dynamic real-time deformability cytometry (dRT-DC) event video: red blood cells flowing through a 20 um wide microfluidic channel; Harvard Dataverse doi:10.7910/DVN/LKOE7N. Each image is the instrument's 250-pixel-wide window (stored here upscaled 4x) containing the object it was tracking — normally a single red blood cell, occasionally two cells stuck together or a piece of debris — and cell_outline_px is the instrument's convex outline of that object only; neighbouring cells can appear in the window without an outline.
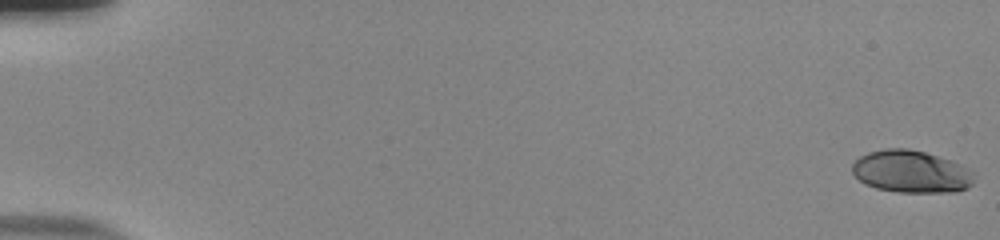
{"species": "human", "species_latin": "Homo sapiens", "temperature_condition": "room temperature", "stored_images_in_passage": 54, "camera_frame_rate_fps": 3000, "um_per_image_px": 0.085, "donor": {"sex": "male"}, "frame": {"image": 1, "passage_image": 1, "time_ms": 0.0, "image_size_px": [1000, 240], "cell_outline_px": [[972, 184], [968, 188], [956, 192], [900, 192], [876, 188], [864, 184], [852, 172], [852, 164], [860, 156], [868, 152], [884, 148], [908, 148], [924, 152], [952, 160], [968, 168], [972, 172]], "centroid_in_image_um": [77.44, 14.58], "position_along_channel_um": 7.6, "area_um2": 30.11}}
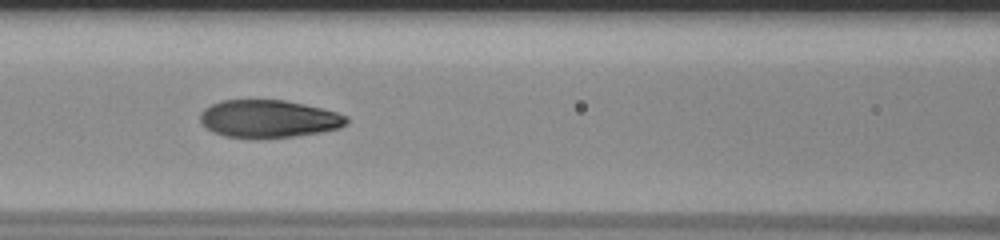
{"frame": {"image": 2, "passage_image": 26, "time_ms": 8.333, "image_size_px": [1000, 240], "cell_outline_px": [[348, 124], [340, 128], [320, 132], [296, 136], [256, 140], [224, 136], [212, 132], [200, 120], [200, 112], [204, 108], [212, 104], [224, 100], [284, 100], [304, 104], [336, 112], [348, 116]], "centroid_in_image_um": [22.83, 10.12], "position_along_channel_um": 143.8, "area_um2": 32.54}}
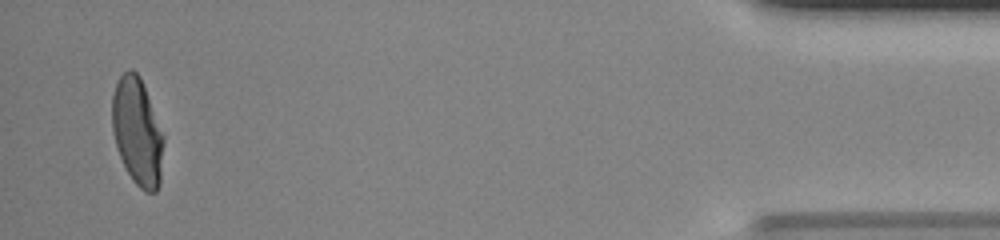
{"frame": {"image": 3, "passage_image": 53, "time_ms": 17.333, "image_size_px": [1000, 240], "cell_outline_px": [[164, 140], [160, 184], [156, 192], [144, 192], [132, 180], [120, 156], [112, 132], [112, 96], [116, 84], [120, 76], [128, 68], [132, 68], [140, 76], [164, 136]], "centroid_in_image_um": [11.68, 11.19], "position_along_channel_um": 423.5, "area_um2": 32.19}, "authors_computed_cell_mechanics": {"area_um2": 32.1079, "velocity_mm_per_s": 3.9002, "shape_relaxation_time_tau1_ms": 4.5315, "shape_relaxation_time_tau2_ms": 0.7832, "deformation_change_tau1": 0.2039, "deformation_change_tau2": 0.0579}}